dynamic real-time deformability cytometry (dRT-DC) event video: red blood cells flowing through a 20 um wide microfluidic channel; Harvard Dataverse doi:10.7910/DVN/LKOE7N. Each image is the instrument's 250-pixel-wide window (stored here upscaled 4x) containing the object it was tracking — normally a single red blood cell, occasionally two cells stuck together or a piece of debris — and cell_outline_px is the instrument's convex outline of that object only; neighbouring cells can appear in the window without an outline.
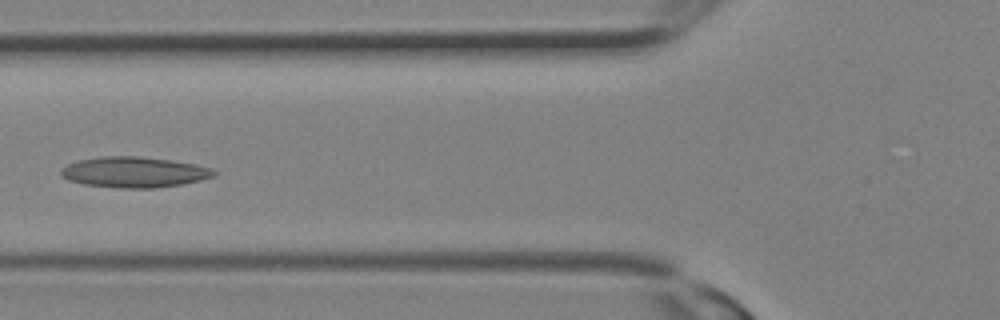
{"species": "Egyptian fruit bat (a non-hibernating species)", "species_latin": "Rousettus aegyptiacus", "temperature_condition": "room temperature", "stored_images_in_passage": 9, "camera_frame_rate_fps": 3000, "um_per_image_px": 0.085, "animal": {"sex": "female"}, "frame": {"image": 1, "passage_image": 8, "time_ms": 2.333, "image_size_px": [1000, 320], "cell_outline_px": [[216, 172], [212, 176], [200, 180], [180, 184], [152, 188], [120, 188], [84, 184], [68, 180], [60, 176], [60, 168], [76, 160], [100, 156], [140, 156], [172, 160], [196, 164], [212, 168]], "centroid_in_image_um": [11.35, 14.62], "position_along_channel_um": 114.5, "area_um2": 27.4}}